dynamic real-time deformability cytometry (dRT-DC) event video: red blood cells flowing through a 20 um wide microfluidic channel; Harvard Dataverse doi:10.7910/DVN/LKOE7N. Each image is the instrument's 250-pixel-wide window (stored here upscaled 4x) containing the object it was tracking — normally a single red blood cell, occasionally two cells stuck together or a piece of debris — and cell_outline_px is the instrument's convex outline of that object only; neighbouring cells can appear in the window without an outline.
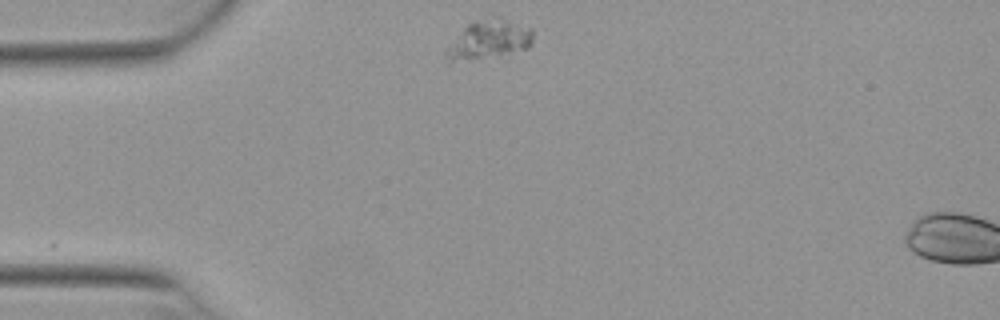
{"species": "Egyptian fruit bat (a non-hibernating species)", "species_latin": "Rousettus aegyptiacus", "temperature_condition": "warm", "stored_images_in_passage": 3, "camera_frame_rate_fps": 3000, "um_per_image_px": 0.085, "animal": {"sex": "female"}, "frame": {"image": 1, "passage_image": 1, "time_ms": 0.0, "image_size_px": [1000, 320], "cell_outline_px": [[532, 44], [528, 48], [500, 56], [452, 64], [448, 64], [444, 56], [444, 48], [468, 24], [476, 20], [508, 20], [532, 28]], "centroid_in_image_um": [41.46, 3.47], "position_along_channel_um": 43.5, "area_um2": 19.94}}